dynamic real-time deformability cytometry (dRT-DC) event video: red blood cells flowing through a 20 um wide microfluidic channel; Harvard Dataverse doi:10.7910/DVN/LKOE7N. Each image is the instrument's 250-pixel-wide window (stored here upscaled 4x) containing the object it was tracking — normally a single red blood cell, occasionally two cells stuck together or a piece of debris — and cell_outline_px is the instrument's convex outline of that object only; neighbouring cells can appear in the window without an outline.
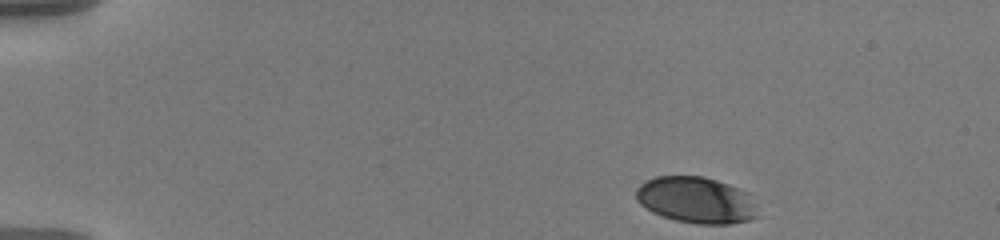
{"species": "human", "species_latin": "Homo sapiens", "temperature_condition": "warm", "stored_images_in_passage": 50, "camera_frame_rate_fps": 3000, "um_per_image_px": 0.085, "donor": {"sex": "male"}, "frame": {"image": 1, "passage_image": 1, "time_ms": 0.0, "image_size_px": [1000, 240], "cell_outline_px": [[760, 216], [748, 220], [732, 224], [696, 224], [676, 220], [652, 212], [640, 204], [636, 200], [636, 188], [644, 180], [656, 176], [704, 176], [728, 184], [748, 192]], "centroid_in_image_um": [59.17, 17.0], "position_along_channel_um": 25.8, "area_um2": 33.06}}
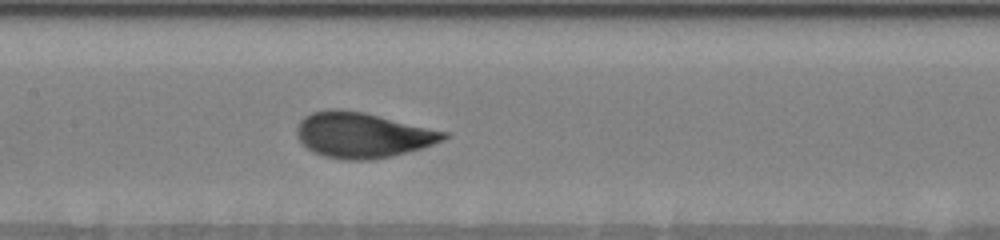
{"frame": {"image": 2, "passage_image": 22, "time_ms": 7.0, "image_size_px": [1000, 240], "cell_outline_px": [[448, 136], [444, 140], [420, 148], [392, 156], [372, 160], [344, 160], [324, 156], [312, 152], [300, 140], [296, 132], [296, 128], [300, 120], [304, 116], [312, 112], [328, 108], [340, 108], [364, 112], [448, 132]], "centroid_in_image_um": [30.78, 11.47], "position_along_channel_um": 176.6, "area_um2": 38.9}}
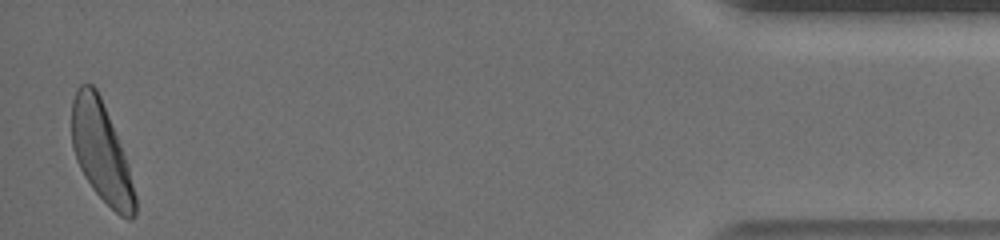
{"frame": {"image": 3, "passage_image": 49, "time_ms": 16.0, "image_size_px": [1000, 240], "cell_outline_px": [[136, 216], [132, 220], [128, 220], [120, 216], [92, 188], [84, 176], [76, 160], [72, 148], [72, 100], [76, 88], [80, 84], [92, 84], [96, 88], [100, 96], [120, 144], [128, 164], [136, 196]], "centroid_in_image_um": [8.6, 12.94], "position_along_channel_um": 426.6, "area_um2": 36.53}, "authors_computed_cell_mechanics": {"area_um2": 37.6278, "velocity_mm_per_s": 3.5673, "shape_relaxation_time_tau1_ms": 2.5971, "shape_relaxation_time_tau2_ms": null, "deformation_change_tau1": 0.1667, "deformation_change_tau2": null}}